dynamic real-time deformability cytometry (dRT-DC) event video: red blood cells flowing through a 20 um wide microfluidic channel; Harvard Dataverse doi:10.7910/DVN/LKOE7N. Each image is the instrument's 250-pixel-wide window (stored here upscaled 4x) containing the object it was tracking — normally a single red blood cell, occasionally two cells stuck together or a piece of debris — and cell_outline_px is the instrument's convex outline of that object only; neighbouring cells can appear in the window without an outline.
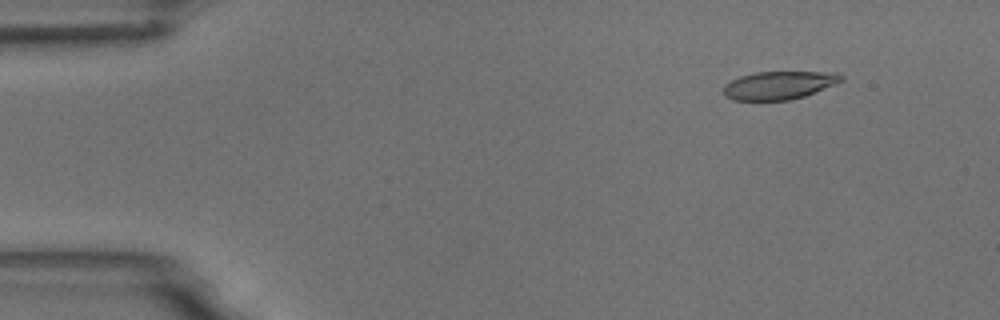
{"species": "common noctule bat (a hibernating species)", "species_latin": "Nyctalus noctula", "temperature_condition": "room temperature", "stored_images_in_passage": 55, "camera_frame_rate_fps": 3000, "um_per_image_px": 0.085, "animal": {"sex": "male", "body_mass_g": 18.8}, "frame": {"image": 1, "passage_image": 6, "time_ms": 1.667, "image_size_px": [1000, 320], "cell_outline_px": [[844, 80], [836, 84], [804, 96], [788, 100], [732, 100], [724, 96], [724, 84], [740, 76], [756, 72], [840, 72], [844, 76]], "centroid_in_image_um": [66.24, 7.24], "position_along_channel_um": 18.8, "area_um2": 19.36}}
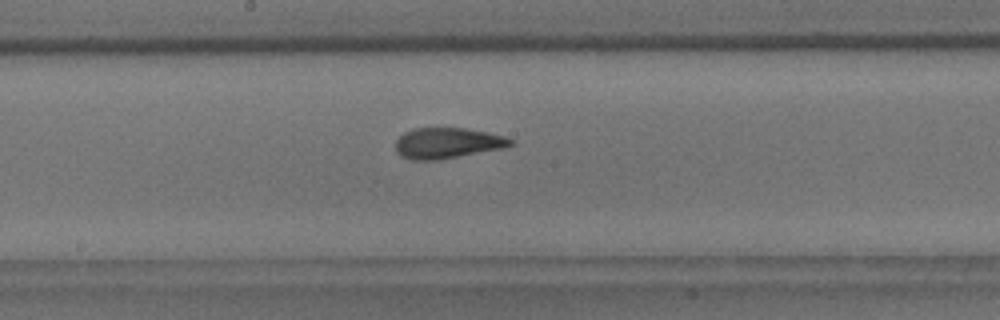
{"frame": {"image": 2, "passage_image": 29, "time_ms": 9.333, "image_size_px": [1000, 320], "cell_outline_px": [[516, 144], [504, 148], [436, 160], [412, 160], [400, 156], [396, 152], [396, 140], [404, 132], [412, 128], [464, 128], [488, 132], [504, 136], [516, 140]], "centroid_in_image_um": [38.05, 12.16], "position_along_channel_um": 210.2, "area_um2": 20.75}}
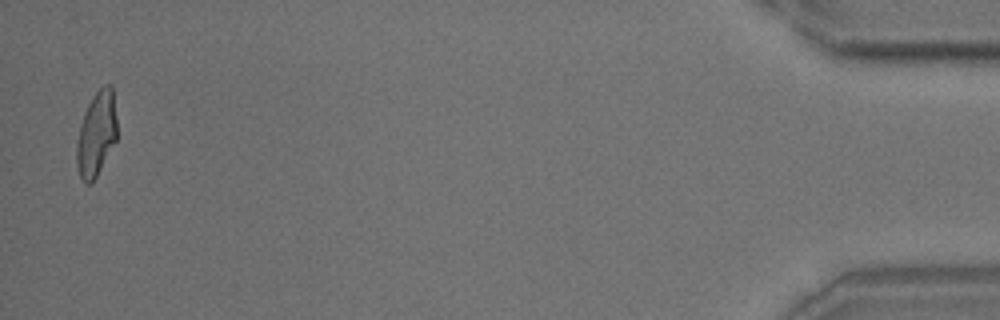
{"frame": {"image": 3, "passage_image": 54, "time_ms": 17.667, "image_size_px": [1000, 320], "cell_outline_px": [[116, 140], [96, 176], [88, 184], [84, 184], [80, 176], [76, 164], [76, 144], [80, 124], [84, 112], [92, 96], [104, 84], [112, 84], [116, 120]], "centroid_in_image_um": [8.18, 11.36], "position_along_channel_um": 427.0, "area_um2": 19.77}, "authors_computed_cell_mechanics": {"area_um2": 20.5768, "velocity_mm_per_s": 3.6732, "shape_relaxation_time_tau1_ms": 5.7462, "shape_relaxation_time_tau2_ms": 1.145, "deformation_change_tau1": 0.2015, "deformation_change_tau2": 0.0922}}